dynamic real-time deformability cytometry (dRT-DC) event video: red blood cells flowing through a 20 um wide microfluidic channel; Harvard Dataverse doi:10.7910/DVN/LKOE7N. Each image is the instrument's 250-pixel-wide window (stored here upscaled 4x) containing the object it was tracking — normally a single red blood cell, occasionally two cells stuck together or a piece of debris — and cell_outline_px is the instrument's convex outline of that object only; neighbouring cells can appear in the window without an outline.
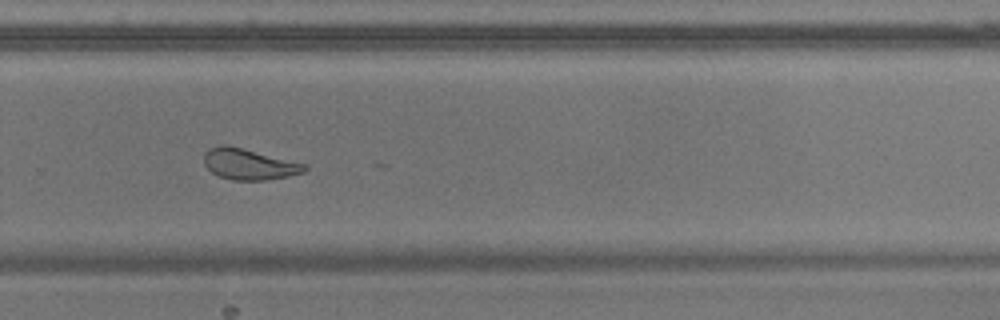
{"species": "common noctule bat (a hibernating species)", "species_latin": "Nyctalus noctula", "temperature_condition": "warm", "stored_images_in_passage": 31, "camera_frame_rate_fps": 3000, "um_per_image_px": 0.085, "animal": {"sex": "male", "body_mass_g": 17.9}, "frame": {"image": 1, "passage_image": 22, "time_ms": 7.0, "image_size_px": [1000, 320], "cell_outline_px": [[308, 168], [304, 172], [288, 176], [264, 180], [232, 180], [220, 176], [212, 172], [204, 164], [204, 152], [208, 148], [220, 144], [224, 144], [308, 164]], "centroid_in_image_um": [21.16, 13.95], "position_along_channel_um": 308.6, "area_um2": 18.09}, "authors_computed_cell_mechanics": {"area_um2": 18.3804, "velocity_mm_per_s": 3.6762, "shape_relaxation_time_tau1_ms": null, "shape_relaxation_time_tau2_ms": 2.2727, "deformation_change_tau1": null, "deformation_change_tau2": 0.0982}}